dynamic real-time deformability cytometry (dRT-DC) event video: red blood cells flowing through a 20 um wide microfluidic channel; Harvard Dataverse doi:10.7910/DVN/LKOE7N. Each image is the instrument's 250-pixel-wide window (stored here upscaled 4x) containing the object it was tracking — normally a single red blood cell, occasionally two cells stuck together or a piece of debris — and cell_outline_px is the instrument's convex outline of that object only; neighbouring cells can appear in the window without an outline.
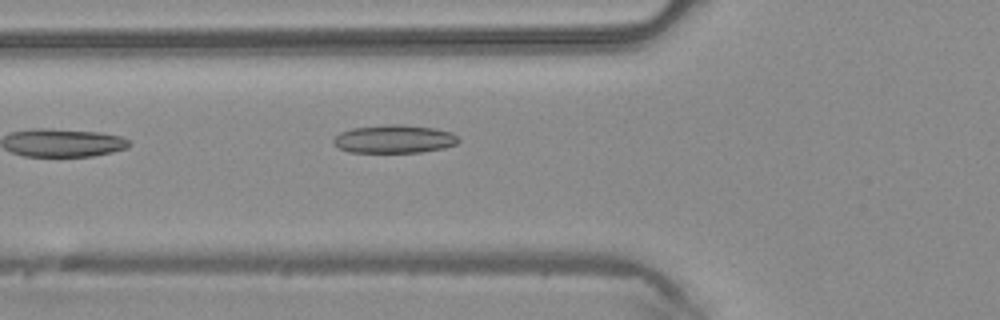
{"species": "common noctule bat (a hibernating species)", "species_latin": "Nyctalus noctula", "temperature_condition": "warm", "stored_images_in_passage": 8, "camera_frame_rate_fps": 3000, "um_per_image_px": 0.085, "animal": {"sex": "male", "body_mass_g": 20.4}, "frame": {"image": 1, "passage_image": 2, "time_ms": 0.333, "image_size_px": [1000, 320], "cell_outline_px": [[460, 140], [456, 144], [444, 148], [420, 152], [348, 152], [340, 148], [332, 140], [340, 132], [352, 128], [388, 124], [404, 124], [432, 128], [452, 132]], "centroid_in_image_um": [33.52, 11.81], "position_along_channel_um": 92.3, "area_um2": 20.46}}